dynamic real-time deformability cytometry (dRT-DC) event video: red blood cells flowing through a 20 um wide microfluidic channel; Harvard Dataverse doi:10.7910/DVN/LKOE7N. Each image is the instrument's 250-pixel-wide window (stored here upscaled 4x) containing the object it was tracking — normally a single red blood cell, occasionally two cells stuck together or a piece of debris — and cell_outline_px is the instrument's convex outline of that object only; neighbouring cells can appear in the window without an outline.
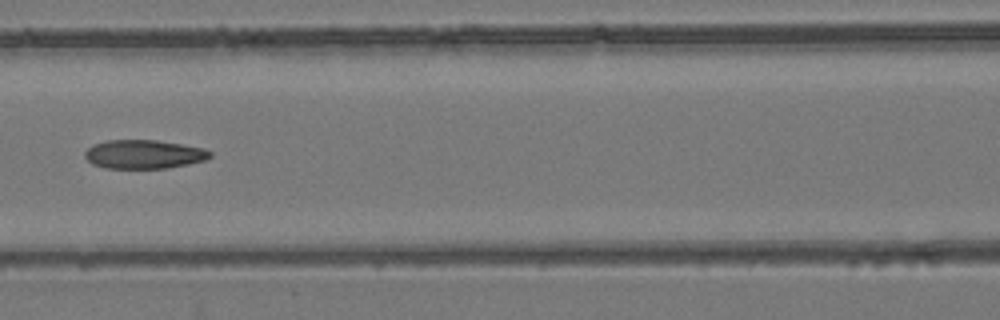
{"species": "common noctule bat (a hibernating species)", "species_latin": "Nyctalus noctula", "temperature_condition": "room temperature", "stored_images_in_passage": 8, "camera_frame_rate_fps": 3000, "um_per_image_px": 0.085, "animal": {"sex": "female", "body_mass_g": 24.6, "forearm_length_mm": 56.2}, "frame": {"image": 1, "passage_image": 7, "time_ms": 2.0, "image_size_px": [1000, 320], "cell_outline_px": [[212, 156], [204, 160], [188, 164], [168, 168], [104, 168], [92, 164], [84, 156], [84, 152], [92, 144], [108, 140], [156, 140], [204, 148], [212, 152]], "centroid_in_image_um": [12.21, 13.11], "position_along_channel_um": 154.4, "area_um2": 21.04}}
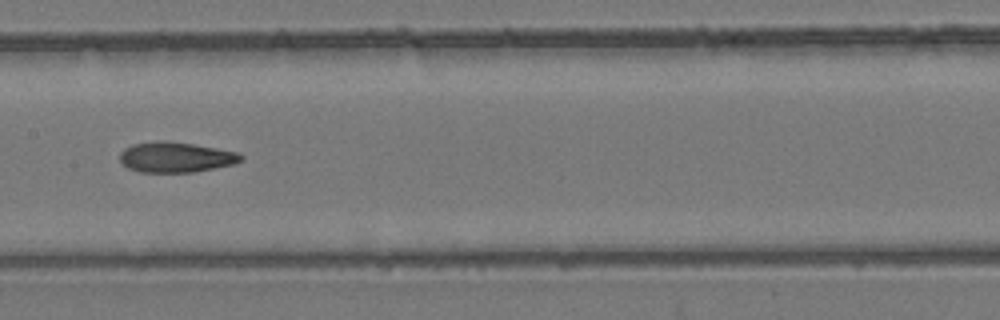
{"frame": {"image": 2, "passage_image": 8, "time_ms": 2.333, "image_size_px": [1000, 320], "cell_outline_px": [[244, 160], [232, 164], [192, 172], [140, 172], [128, 168], [120, 160], [120, 152], [124, 148], [132, 144], [164, 140], [192, 144], [240, 152], [244, 156]], "centroid_in_image_um": [14.95, 13.35], "position_along_channel_um": 192.5, "area_um2": 21.33}}